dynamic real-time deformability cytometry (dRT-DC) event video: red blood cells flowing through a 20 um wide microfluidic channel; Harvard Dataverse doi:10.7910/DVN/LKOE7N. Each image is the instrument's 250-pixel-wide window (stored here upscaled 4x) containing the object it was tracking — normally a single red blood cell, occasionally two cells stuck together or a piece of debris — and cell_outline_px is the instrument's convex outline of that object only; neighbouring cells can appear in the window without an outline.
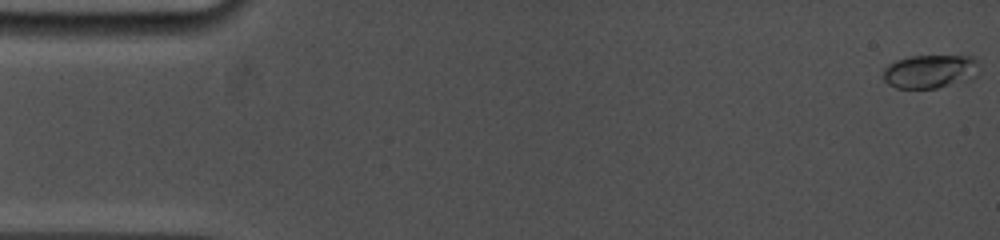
{"species": "common noctule bat (a hibernating species)", "species_latin": "Nyctalus noctula", "temperature_condition": "cold", "stored_images_in_passage": 53, "camera_frame_rate_fps": 5000, "um_per_image_px": 0.085, "animal": {"sex": "female", "body_mass_g": 19.0, "forearm_length_mm": 53.3}, "frame": {"image": 1, "passage_image": 1, "time_ms": 0.0, "image_size_px": [1000, 240], "cell_outline_px": [[980, 72], [972, 80], [936, 88], [896, 88], [888, 84], [884, 80], [884, 68], [888, 64], [896, 60], [908, 56], [976, 56], [980, 60]], "centroid_in_image_um": [79.15, 6.06], "position_along_channel_um": 5.9, "area_um2": 19.31}}
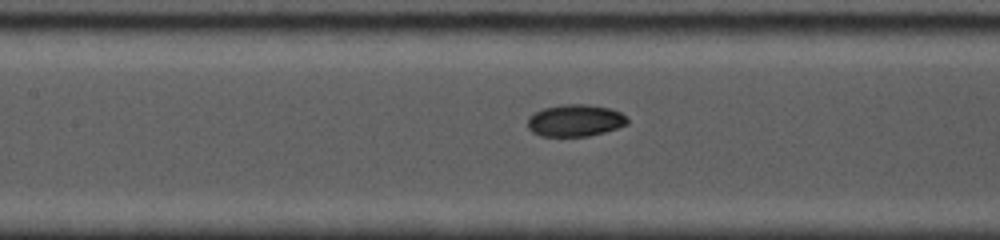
{"frame": {"image": 2, "passage_image": 25, "time_ms": 7.6, "image_size_px": [1000, 240], "cell_outline_px": [[628, 124], [604, 132], [588, 136], [540, 136], [532, 132], [528, 128], [528, 116], [544, 108], [564, 104], [588, 104], [608, 108], [620, 112], [628, 120]], "centroid_in_image_um": [48.87, 10.24], "position_along_channel_um": 158.5, "area_um2": 18.5}}
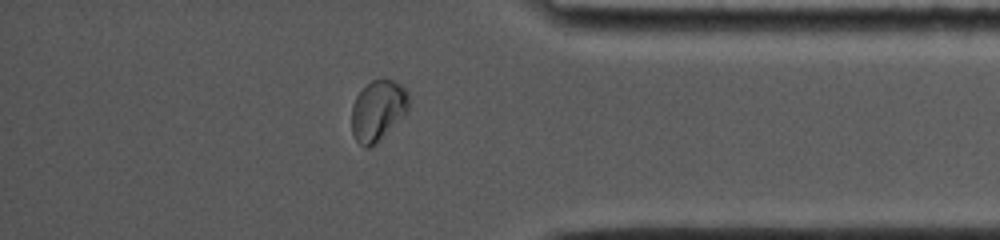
{"frame": {"image": 3, "passage_image": 46, "time_ms": 14.2, "image_size_px": [1000, 240], "cell_outline_px": [[408, 112], [376, 144], [368, 148], [364, 148], [356, 140], [352, 132], [352, 104], [356, 96], [372, 80], [392, 80], [400, 84], [408, 92]], "centroid_in_image_um": [32.12, 9.42], "position_along_channel_um": 403.1, "area_um2": 20.11}, "authors_computed_cell_mechanics": {"area_um2": 18.8428, "velocity_mm_per_s": 3.8038, "shape_relaxation_time_tau1_ms": 5.0692, "shape_relaxation_time_tau2_ms": 1.8095, "deformation_change_tau1": 0.1511, "deformation_change_tau2": 0.033}}